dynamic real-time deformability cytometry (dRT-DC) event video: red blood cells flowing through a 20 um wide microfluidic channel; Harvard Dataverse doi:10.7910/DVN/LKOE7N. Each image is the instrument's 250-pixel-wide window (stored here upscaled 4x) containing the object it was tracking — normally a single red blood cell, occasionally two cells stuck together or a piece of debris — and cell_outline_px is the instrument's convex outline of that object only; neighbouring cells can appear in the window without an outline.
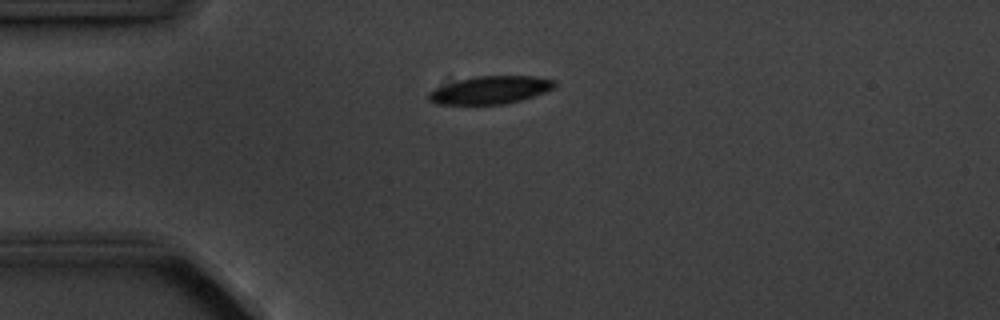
{"species": "common noctule bat (a hibernating species)", "species_latin": "Nyctalus noctula", "temperature_condition": "cold", "stored_images_in_passage": 6, "camera_frame_rate_fps": 3000, "um_per_image_px": 0.085, "animal": {"sex": "male", "body_mass_g": 20.1, "forearm_length_mm": 53.5}, "frame": {"image": 1, "passage_image": 1, "time_ms": 0.0, "image_size_px": [1000, 320], "cell_outline_px": [[556, 88], [520, 100], [504, 104], [436, 104], [428, 100], [428, 92], [436, 88], [460, 80], [476, 76], [532, 76], [556, 80]], "centroid_in_image_um": [41.7, 7.65], "position_along_channel_um": 43.3, "area_um2": 20.17}}